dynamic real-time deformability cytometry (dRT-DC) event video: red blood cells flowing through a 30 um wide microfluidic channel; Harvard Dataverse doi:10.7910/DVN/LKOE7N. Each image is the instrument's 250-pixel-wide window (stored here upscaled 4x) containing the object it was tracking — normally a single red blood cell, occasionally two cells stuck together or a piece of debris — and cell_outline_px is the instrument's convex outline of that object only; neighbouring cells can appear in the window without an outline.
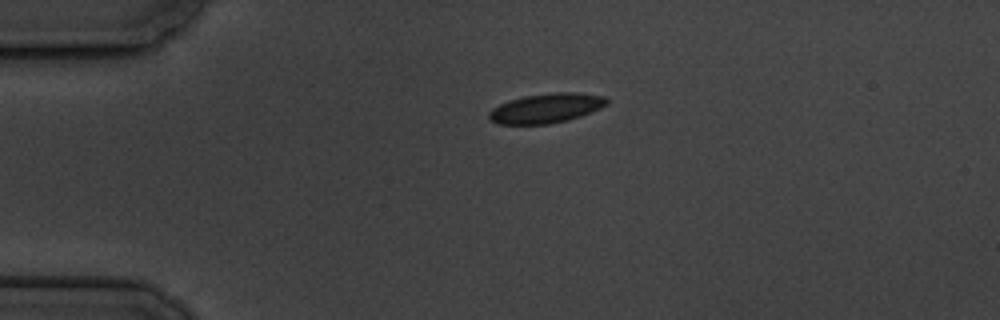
{"species": "common noctule bat (a hibernating species)", "species_latin": "Nyctalus noctula", "temperature_condition": "cold", "stored_images_in_passage": 2, "camera_frame_rate_fps": 3000, "um_per_image_px": 0.085, "animal": {"sex": "male", "body_mass_g": 19.5, "forearm_length_mm": 54.6}, "frame": {"image": 1, "passage_image": 1, "time_ms": 0.0, "image_size_px": [1000, 320], "cell_outline_px": [[608, 104], [600, 108], [580, 116], [568, 120], [548, 124], [496, 124], [488, 120], [488, 112], [492, 108], [508, 100], [524, 96], [556, 92], [576, 92], [604, 96], [608, 100]], "centroid_in_image_um": [46.39, 9.2], "position_along_channel_um": 38.6, "area_um2": 20.4}}